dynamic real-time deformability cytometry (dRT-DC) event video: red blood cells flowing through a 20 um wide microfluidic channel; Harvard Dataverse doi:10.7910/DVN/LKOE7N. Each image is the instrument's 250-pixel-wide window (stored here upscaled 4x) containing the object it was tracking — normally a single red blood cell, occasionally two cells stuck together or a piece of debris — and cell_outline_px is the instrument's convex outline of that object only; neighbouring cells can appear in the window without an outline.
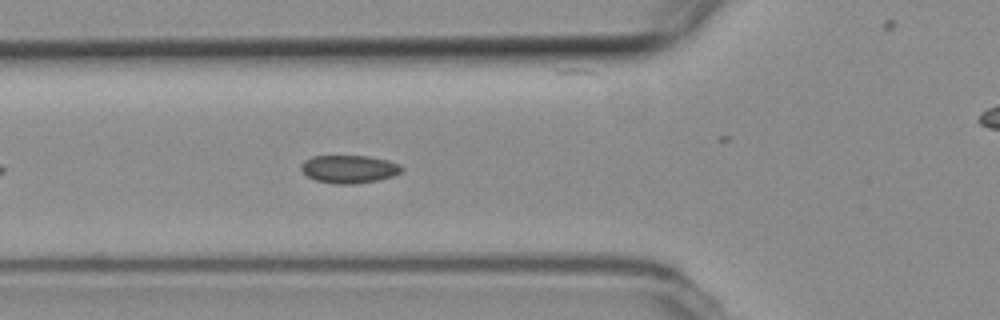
{"species": "common noctule bat (a hibernating species)", "species_latin": "Nyctalus noctula", "temperature_condition": "room temperature", "stored_images_in_passage": 18, "camera_frame_rate_fps": 3000, "um_per_image_px": 0.085, "animal": {"sex": "female", "body_mass_g": 19.3, "forearm_length_mm": 54.1}, "frame": {"image": 1, "passage_image": 8, "time_ms": 2.333, "image_size_px": [1000, 320], "cell_outline_px": [[404, 168], [400, 172], [392, 176], [380, 180], [356, 184], [336, 184], [316, 180], [308, 176], [300, 168], [300, 164], [304, 160], [312, 156], [368, 156], [388, 160], [400, 164]], "centroid_in_image_um": [29.68, 14.37], "position_along_channel_um": 96.1, "area_um2": 16.47}}
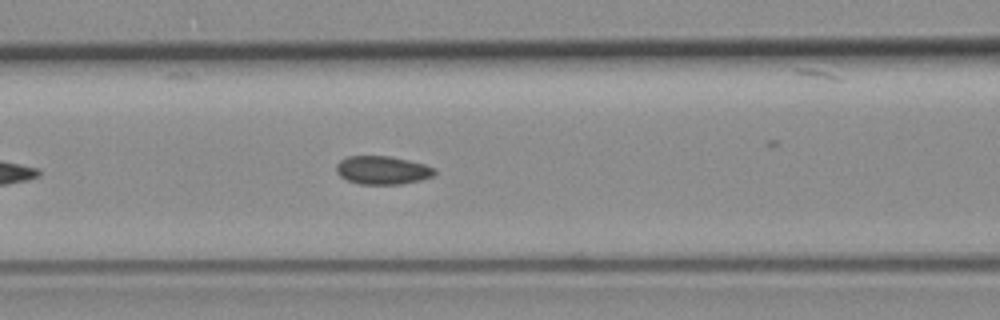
{"frame": {"image": 2, "passage_image": 11, "time_ms": 3.333, "image_size_px": [1000, 320], "cell_outline_px": [[436, 172], [432, 176], [420, 180], [400, 184], [360, 184], [348, 180], [340, 176], [336, 172], [336, 164], [340, 160], [348, 156], [388, 156], [408, 160], [424, 164], [436, 168]], "centroid_in_image_um": [32.5, 14.46], "position_along_channel_um": 134.1, "area_um2": 16.18}}